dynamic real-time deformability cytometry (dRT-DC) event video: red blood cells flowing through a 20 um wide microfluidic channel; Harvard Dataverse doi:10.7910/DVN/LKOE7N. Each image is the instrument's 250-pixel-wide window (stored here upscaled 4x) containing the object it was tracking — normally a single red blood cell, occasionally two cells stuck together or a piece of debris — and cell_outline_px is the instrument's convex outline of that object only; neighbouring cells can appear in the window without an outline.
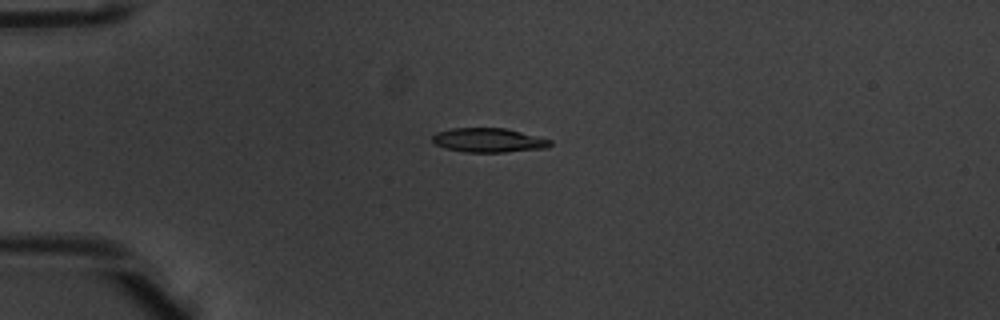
{"species": "common noctule bat (a hibernating species)", "species_latin": "Nyctalus noctula", "temperature_condition": "warm", "stored_images_in_passage": 4, "camera_frame_rate_fps": 3000, "um_per_image_px": 0.085, "animal": {"sex": "male", "body_mass_g": 20.1, "forearm_length_mm": 53.5}, "frame": {"image": 1, "passage_image": 3, "time_ms": 0.667, "image_size_px": [1000, 320], "cell_outline_px": [[552, 144], [548, 148], [504, 152], [464, 152], [432, 144], [432, 136], [436, 132], [452, 128], [504, 128], [552, 140]], "centroid_in_image_um": [41.51, 11.92], "position_along_channel_um": 43.5, "area_um2": 16.59}}